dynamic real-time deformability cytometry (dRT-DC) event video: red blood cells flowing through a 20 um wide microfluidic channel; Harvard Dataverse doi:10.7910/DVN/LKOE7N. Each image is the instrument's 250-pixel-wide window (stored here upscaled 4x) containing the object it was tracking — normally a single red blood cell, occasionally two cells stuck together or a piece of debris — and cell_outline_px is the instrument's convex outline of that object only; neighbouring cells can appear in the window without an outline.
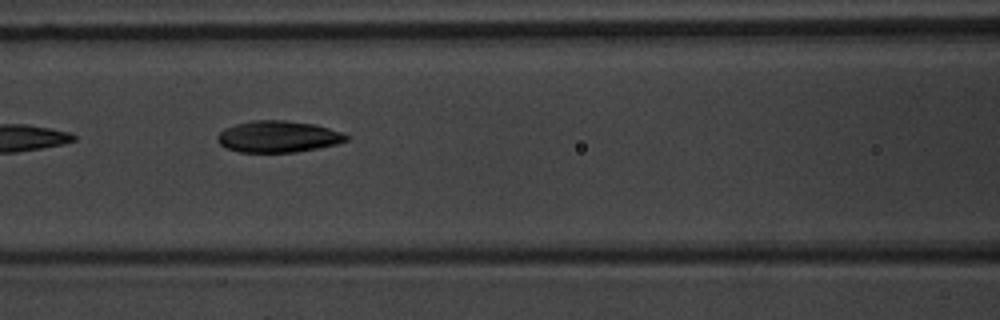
{"species": "common noctule bat (a hibernating species)", "species_latin": "Nyctalus noctula", "temperature_condition": "warm", "stored_images_in_passage": 6, "camera_frame_rate_fps": 3000, "um_per_image_px": 0.085, "animal": {"sex": "male", "body_mass_g": 20.1, "forearm_length_mm": 53.5}, "frame": {"image": 1, "passage_image": 3, "time_ms": 2.333, "image_size_px": [1000, 320], "cell_outline_px": [[348, 140], [336, 144], [320, 148], [296, 152], [240, 152], [228, 148], [220, 144], [216, 140], [216, 136], [224, 128], [236, 124], [252, 120], [284, 120], [312, 124], [328, 128], [340, 132], [348, 136]], "centroid_in_image_um": [23.61, 11.61], "position_along_channel_um": 143.0, "area_um2": 23.58}}
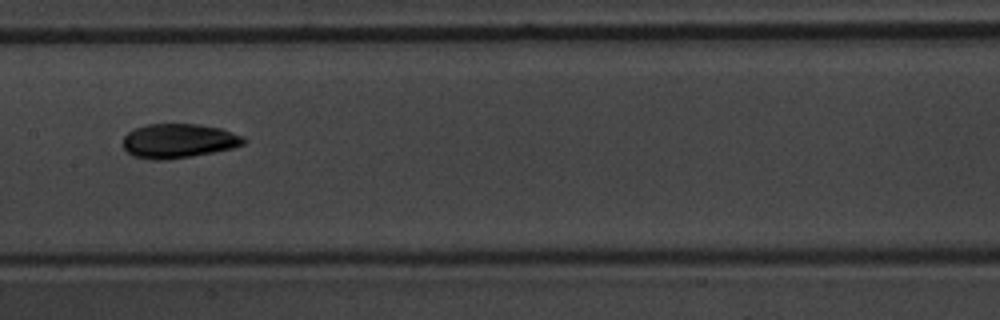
{"frame": {"image": 2, "passage_image": 4, "time_ms": 3.667, "image_size_px": [1000, 320], "cell_outline_px": [[248, 140], [244, 144], [232, 148], [192, 156], [160, 160], [152, 160], [132, 156], [124, 148], [124, 136], [128, 132], [144, 124], [200, 124], [220, 128], [244, 136]], "centroid_in_image_um": [15.19, 11.97], "position_along_channel_um": 192.2, "area_um2": 24.16}}
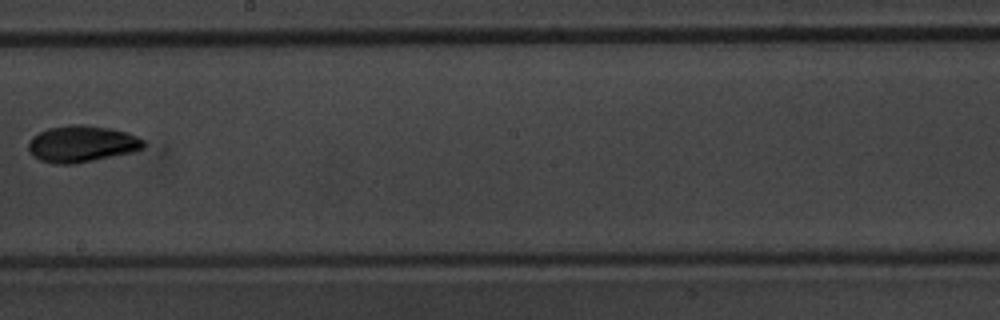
{"frame": {"image": 3, "passage_image": 5, "time_ms": 5.0, "image_size_px": [1000, 320], "cell_outline_px": [[144, 148], [136, 152], [76, 164], [52, 164], [40, 160], [32, 156], [28, 152], [28, 144], [32, 136], [48, 128], [68, 124], [84, 124], [108, 128], [128, 132], [144, 140]], "centroid_in_image_um": [6.95, 12.24], "position_along_channel_um": 241.3, "area_um2": 25.03}}